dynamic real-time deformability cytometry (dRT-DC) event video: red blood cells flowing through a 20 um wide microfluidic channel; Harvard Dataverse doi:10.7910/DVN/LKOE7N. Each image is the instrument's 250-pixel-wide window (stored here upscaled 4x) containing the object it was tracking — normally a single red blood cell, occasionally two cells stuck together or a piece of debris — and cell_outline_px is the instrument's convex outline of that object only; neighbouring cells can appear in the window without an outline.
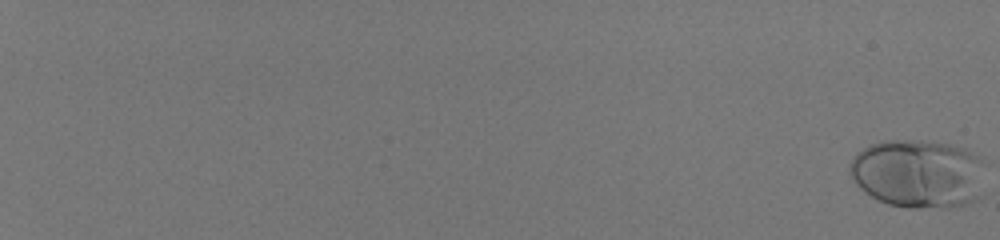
{"species": "human", "species_latin": "Homo sapiens", "temperature_condition": "room temperature", "stored_images_in_passage": 59, "camera_frame_rate_fps": 3000, "um_per_image_px": 0.085, "donor": {"sex": "male"}, "frame": {"image": 1, "passage_image": 1, "time_ms": 0.0, "image_size_px": [1000, 240], "cell_outline_px": [[980, 160], [976, 196], [972, 200], [960, 204], [944, 208], [908, 208], [888, 204], [872, 196], [860, 188], [852, 180], [848, 172], [848, 164], [856, 152], [872, 144], [884, 140], [912, 140], [948, 144], [964, 148], [976, 156]], "centroid_in_image_um": [77.88, 14.75], "position_along_channel_um": 7.1, "area_um2": 53.12}}
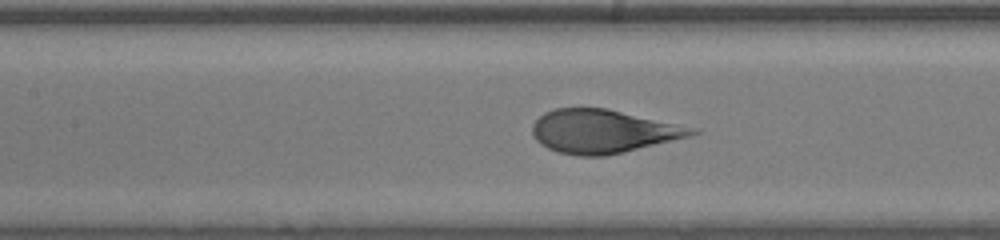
{"frame": {"image": 2, "passage_image": 35, "time_ms": 11.333, "image_size_px": [1000, 240], "cell_outline_px": [[700, 132], [688, 136], [624, 152], [604, 156], [580, 156], [560, 152], [548, 148], [540, 144], [536, 140], [532, 132], [532, 124], [544, 112], [556, 108], [608, 108], [696, 128]], "centroid_in_image_um": [51.22, 11.15], "position_along_channel_um": 156.2, "area_um2": 40.11}}
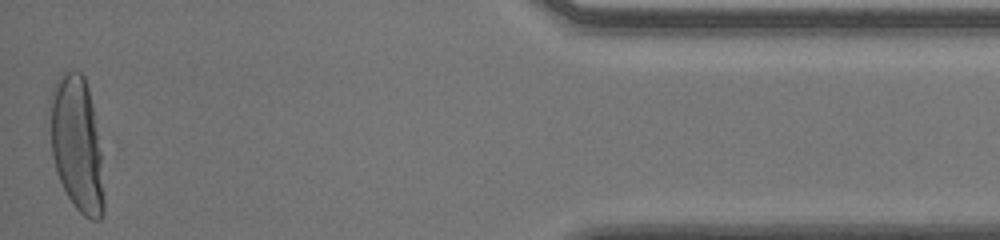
{"frame": {"image": 3, "passage_image": 59, "time_ms": 19.333, "image_size_px": [1000, 240], "cell_outline_px": [[104, 212], [100, 220], [92, 220], [84, 216], [72, 204], [56, 172], [52, 156], [48, 104], [48, 100], [52, 88], [56, 80], [64, 72], [80, 72], [84, 76], [88, 88], [92, 104], [100, 152], [104, 196]], "centroid_in_image_um": [6.5, 12.26], "position_along_channel_um": 428.7, "area_um2": 42.43}}